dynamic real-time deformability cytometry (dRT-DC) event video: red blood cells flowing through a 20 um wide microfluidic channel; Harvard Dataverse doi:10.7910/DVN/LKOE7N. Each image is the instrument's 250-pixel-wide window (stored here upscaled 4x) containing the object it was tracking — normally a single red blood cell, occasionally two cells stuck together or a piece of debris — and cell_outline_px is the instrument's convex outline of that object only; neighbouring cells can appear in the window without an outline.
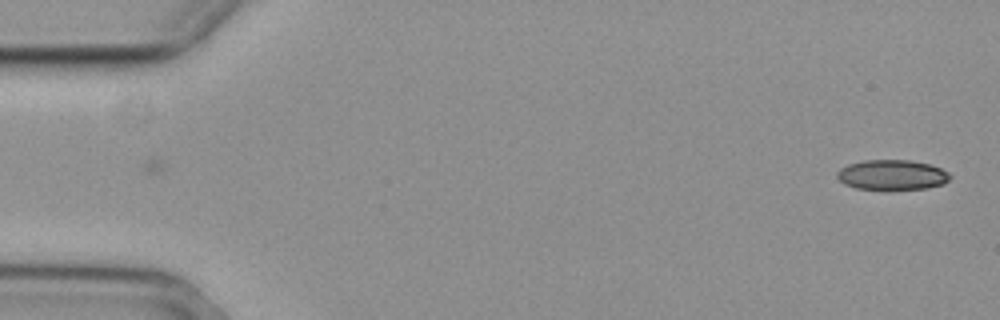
{"species": "common noctule bat (a hibernating species)", "species_latin": "Nyctalus noctula", "temperature_condition": "cold", "stored_images_in_passage": 49, "camera_frame_rate_fps": 3000, "um_per_image_px": 0.085, "animal": {"sex": "female", "body_mass_g": 29.2, "forearm_length_mm": 56.3}, "frame": {"image": 1, "passage_image": 1, "time_ms": 0.0, "image_size_px": [1000, 320], "cell_outline_px": [[952, 176], [944, 184], [924, 188], [888, 192], [884, 192], [856, 188], [844, 184], [836, 176], [836, 172], [840, 168], [848, 164], [864, 160], [912, 160], [928, 164], [940, 168], [948, 172]], "centroid_in_image_um": [75.8, 14.9], "position_along_channel_um": 9.2, "area_um2": 20.52}}
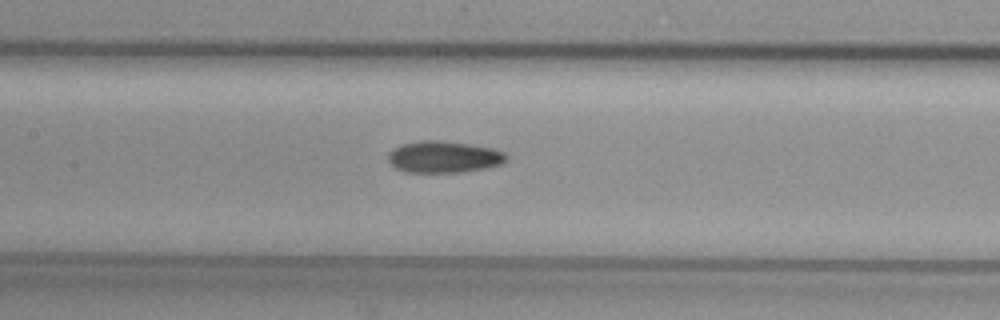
{"frame": {"image": 2, "passage_image": 25, "time_ms": 8.0, "image_size_px": [1000, 320], "cell_outline_px": [[508, 156], [500, 164], [484, 168], [460, 172], [404, 172], [396, 168], [388, 160], [388, 156], [396, 148], [404, 144], [424, 140], [440, 140], [468, 144], [492, 148], [504, 152]], "centroid_in_image_um": [37.73, 13.34], "position_along_channel_um": 169.7, "area_um2": 21.39}}
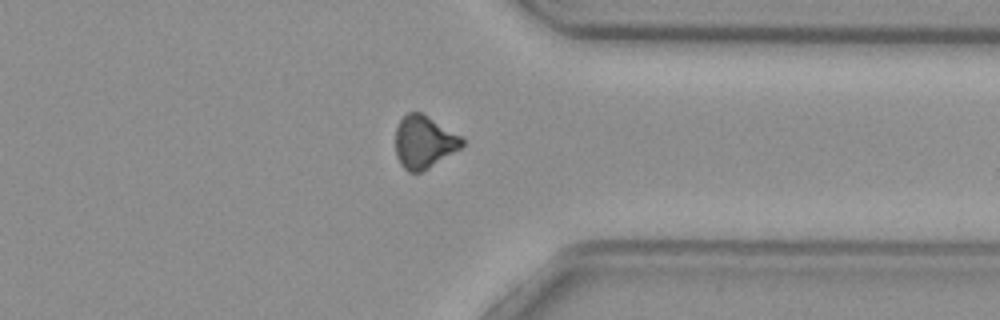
{"frame": {"image": 3, "passage_image": 42, "time_ms": 13.667, "image_size_px": [1000, 320], "cell_outline_px": [[464, 144], [460, 148], [428, 168], [420, 172], [408, 172], [400, 164], [396, 156], [396, 128], [400, 120], [408, 112], [420, 112], [464, 136]], "centroid_in_image_um": [36.05, 12.06], "position_along_channel_um": 375.3, "area_um2": 20.4}, "authors_computed_cell_mechanics": {"area_um2": 21.1548, "velocity_mm_per_s": 3.7212, "shape_relaxation_time_tau1_ms": null, "shape_relaxation_time_tau2_ms": 6.5309, "deformation_change_tau1": null, "deformation_change_tau2": 0.1183}}